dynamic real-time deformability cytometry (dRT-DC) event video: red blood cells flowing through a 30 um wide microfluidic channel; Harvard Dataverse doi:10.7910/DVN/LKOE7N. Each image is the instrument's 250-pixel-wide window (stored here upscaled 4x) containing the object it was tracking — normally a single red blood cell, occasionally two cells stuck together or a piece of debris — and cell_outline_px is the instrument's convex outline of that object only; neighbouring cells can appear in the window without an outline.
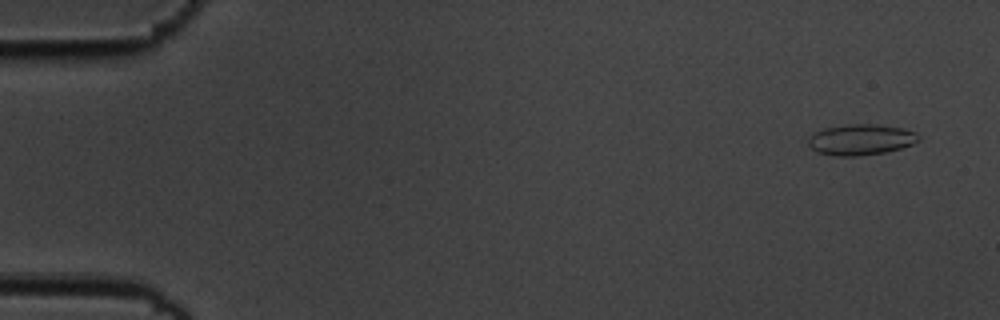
{"species": "common noctule bat (a hibernating species)", "species_latin": "Nyctalus noctula", "temperature_condition": "cold", "stored_images_in_passage": 4, "camera_frame_rate_fps": 3000, "um_per_image_px": 0.085, "animal": {"sex": "male", "body_mass_g": 19.5, "forearm_length_mm": 54.6}, "frame": {"image": 1, "passage_image": 1, "time_ms": 0.0, "image_size_px": [1000, 320], "cell_outline_px": [[920, 140], [912, 144], [900, 148], [884, 152], [856, 156], [836, 156], [816, 152], [808, 144], [808, 136], [812, 132], [824, 128], [844, 124], [876, 124], [904, 128], [916, 132], [920, 136]], "centroid_in_image_um": [73.14, 11.85], "position_along_channel_um": 11.9, "area_um2": 20.06}}